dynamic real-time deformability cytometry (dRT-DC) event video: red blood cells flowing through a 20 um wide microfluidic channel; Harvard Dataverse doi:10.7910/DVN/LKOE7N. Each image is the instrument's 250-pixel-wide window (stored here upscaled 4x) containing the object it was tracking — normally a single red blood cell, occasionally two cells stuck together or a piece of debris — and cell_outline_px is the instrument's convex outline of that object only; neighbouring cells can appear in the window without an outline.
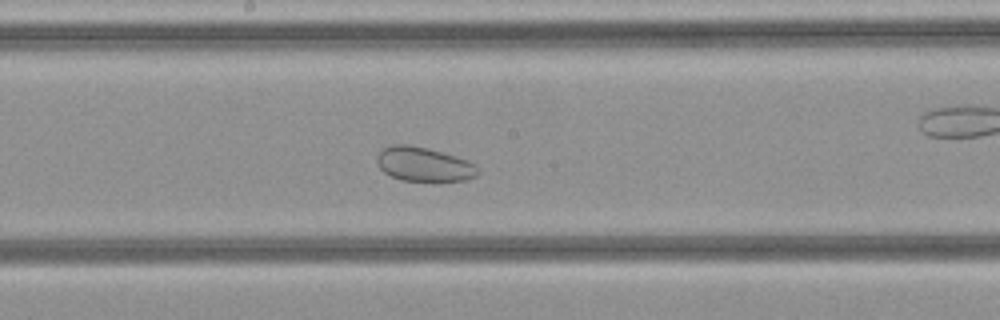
{"species": "common noctule bat (a hibernating species)", "species_latin": "Nyctalus noctula", "temperature_condition": "cold", "stored_images_in_passage": 33, "camera_frame_rate_fps": 3000, "um_per_image_px": 0.085, "animal": {"sex": "female", "body_mass_g": 21.9}, "frame": {"image": 1, "passage_image": 15, "time_ms": 4.667, "image_size_px": [1000, 320], "cell_outline_px": [[480, 172], [476, 176], [468, 180], [400, 180], [384, 172], [380, 168], [376, 160], [376, 156], [384, 148], [392, 144], [408, 144], [428, 148], [468, 160], [476, 164], [480, 168]], "centroid_in_image_um": [36.05, 13.95], "position_along_channel_um": 212.1, "area_um2": 20.11}}